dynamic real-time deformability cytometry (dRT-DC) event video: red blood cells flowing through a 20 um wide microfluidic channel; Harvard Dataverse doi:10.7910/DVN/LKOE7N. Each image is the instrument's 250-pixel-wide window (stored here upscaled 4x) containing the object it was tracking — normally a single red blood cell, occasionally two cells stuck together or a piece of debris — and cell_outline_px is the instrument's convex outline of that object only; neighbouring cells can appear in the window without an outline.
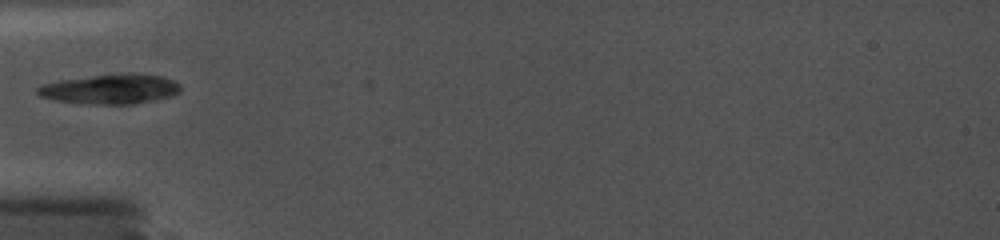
{"species": "common noctule bat (a hibernating species)", "species_latin": "Nyctalus noctula", "temperature_condition": "cold", "stored_images_in_passage": 45, "camera_frame_rate_fps": 5000, "um_per_image_px": 0.085, "animal": {"sex": "female", "body_mass_g": 19.0, "forearm_length_mm": 56.7}, "frame": {"image": 1, "passage_image": 6, "time_ms": 1.2, "image_size_px": [1000, 240], "cell_outline_px": [[180, 92], [172, 96], [156, 100], [132, 104], [88, 104], [56, 100], [40, 96], [36, 92], [36, 88], [44, 84], [60, 80], [92, 76], [132, 72], [160, 76], [172, 80], [180, 84]], "centroid_in_image_um": [9.42, 7.57], "position_along_channel_um": 75.6, "area_um2": 24.8}}
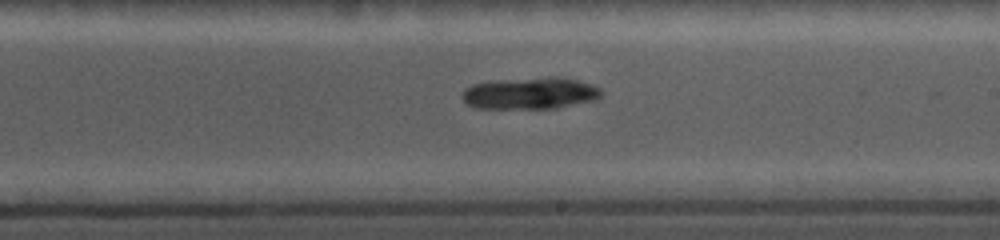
{"frame": {"image": 2, "passage_image": 29, "time_ms": 5.6, "image_size_px": [1000, 240], "cell_outline_px": [[600, 96], [596, 100], [560, 108], [476, 108], [464, 104], [460, 96], [464, 88], [472, 84], [504, 80], [552, 76], [556, 76], [580, 80], [600, 88]], "centroid_in_image_um": [45.05, 7.93], "position_along_channel_um": 243.9, "area_um2": 26.01}}
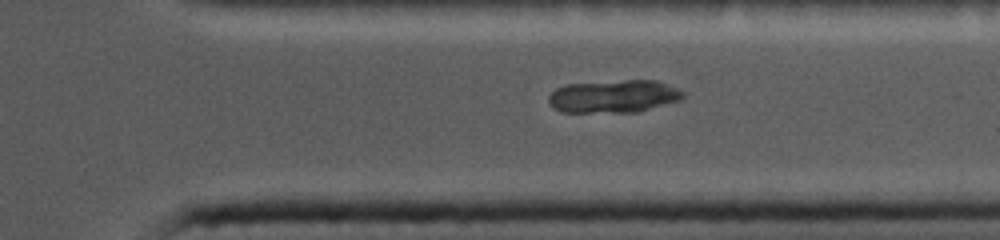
{"frame": {"image": 3, "passage_image": 43, "time_ms": 8.6, "image_size_px": [1000, 240], "cell_outline_px": [[684, 96], [680, 100], [640, 112], [560, 112], [552, 108], [548, 100], [548, 96], [556, 88], [568, 84], [624, 80], [656, 80], [668, 84], [684, 92]], "centroid_in_image_um": [52.16, 8.19], "position_along_channel_um": 359.2, "area_um2": 25.84}}